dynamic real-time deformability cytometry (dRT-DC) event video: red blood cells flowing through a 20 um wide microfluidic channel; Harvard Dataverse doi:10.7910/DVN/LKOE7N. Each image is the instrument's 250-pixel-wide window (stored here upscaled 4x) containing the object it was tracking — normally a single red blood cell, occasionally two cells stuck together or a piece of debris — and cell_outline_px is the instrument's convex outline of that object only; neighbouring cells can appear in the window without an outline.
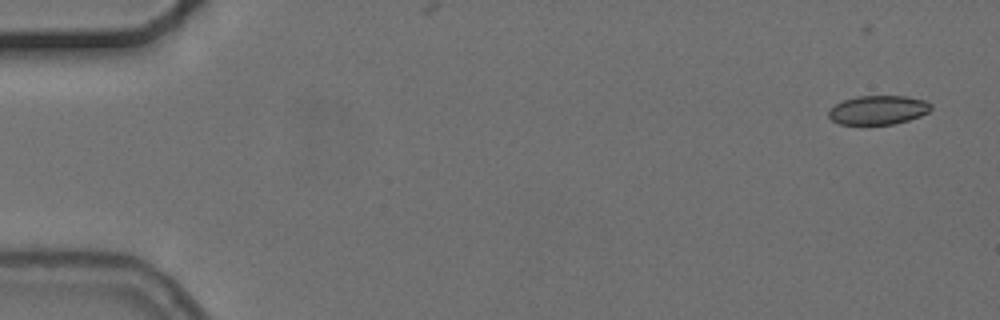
{"species": "common noctule bat (a hibernating species)", "species_latin": "Nyctalus noctula", "temperature_condition": "cold", "stored_images_in_passage": 6, "segment_of_instrument_passage": [1, 2], "camera_frame_rate_fps": 3000, "um_per_image_px": 0.085, "animal": {"sex": "female", "body_mass_g": 24.6, "forearm_length_mm": 56.2}, "frame": {"image": 1, "passage_image": 1, "time_ms": 0.0, "image_size_px": [1000, 320], "cell_outline_px": [[932, 108], [928, 112], [920, 116], [908, 120], [892, 124], [840, 124], [832, 120], [828, 116], [828, 112], [836, 104], [844, 100], [856, 96], [904, 96], [924, 100], [932, 104]], "centroid_in_image_um": [74.65, 9.34], "position_along_channel_um": 10.3, "area_um2": 17.17}}
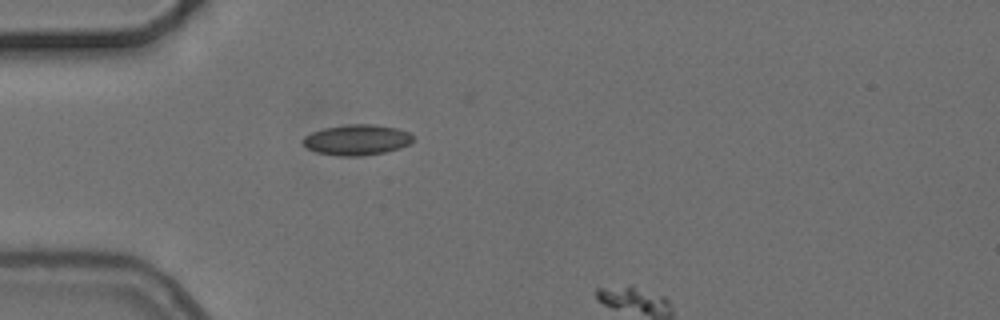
{"frame": {"image": 2, "passage_image": 5, "time_ms": 4.667, "image_size_px": [1000, 320], "cell_outline_px": [[416, 136], [408, 144], [400, 148], [384, 152], [360, 156], [340, 156], [316, 152], [308, 148], [300, 140], [304, 136], [312, 132], [324, 128], [348, 124], [372, 124], [396, 128], [408, 132]], "centroid_in_image_um": [30.32, 11.88], "position_along_channel_um": 54.7, "area_um2": 19.59}}